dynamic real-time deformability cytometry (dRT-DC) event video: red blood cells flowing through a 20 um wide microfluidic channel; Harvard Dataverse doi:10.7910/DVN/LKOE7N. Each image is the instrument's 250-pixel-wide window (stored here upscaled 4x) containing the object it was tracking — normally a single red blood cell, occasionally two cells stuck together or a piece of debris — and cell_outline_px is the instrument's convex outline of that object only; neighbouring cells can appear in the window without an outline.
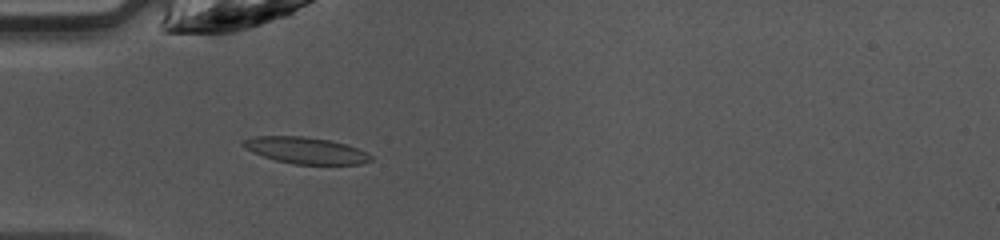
{"species": "common noctule bat (a hibernating species)", "species_latin": "Nyctalus noctula", "temperature_condition": "warm", "stored_images_in_passage": 31, "camera_frame_rate_fps": 3000, "um_per_image_px": 0.085, "animal": {"sex": "female", "body_mass_g": 10.0, "forearm_length_mm": 53.1}, "frame": {"image": 1, "passage_image": 1, "time_ms": 0.0, "image_size_px": [1000, 240], "cell_outline_px": [[372, 160], [360, 164], [292, 164], [276, 160], [264, 156], [244, 148], [240, 144], [244, 140], [252, 136], [304, 136], [328, 140], [344, 144], [368, 152], [372, 156]], "centroid_in_image_um": [25.97, 12.78], "position_along_channel_um": 59.0, "area_um2": 19.59}}
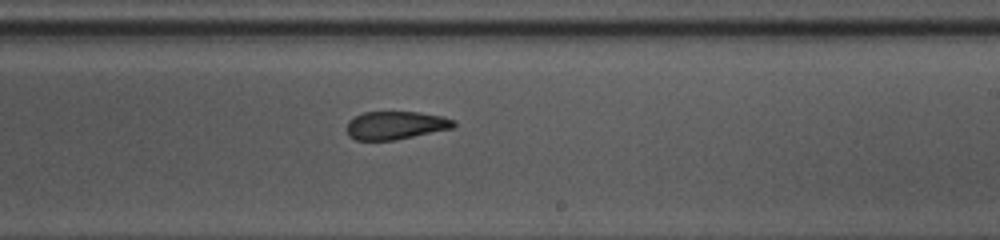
{"frame": {"image": 2, "passage_image": 15, "time_ms": 4.667, "image_size_px": [1000, 240], "cell_outline_px": [[456, 124], [452, 128], [396, 140], [356, 140], [348, 136], [344, 128], [348, 120], [364, 112], [420, 112], [444, 116], [456, 120]], "centroid_in_image_um": [33.6, 10.65], "position_along_channel_um": 255.4, "area_um2": 17.8}}
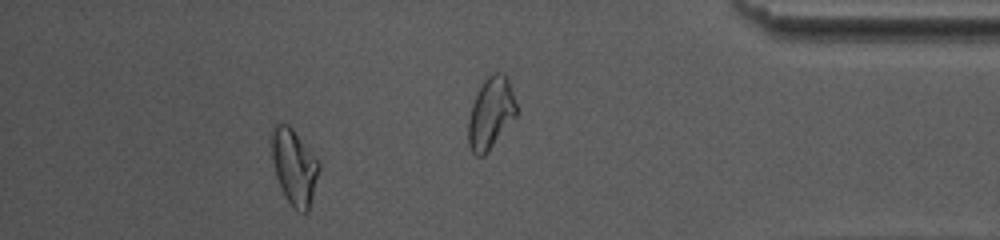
{"frame": {"image": 3, "passage_image": 26, "time_ms": 8.333, "image_size_px": [1000, 240], "cell_outline_px": [[320, 168], [308, 212], [296, 212], [284, 196], [276, 176], [272, 160], [268, 140], [272, 128], [276, 124], [288, 124], [292, 128], [320, 164]], "centroid_in_image_um": [24.95, 14.17], "position_along_channel_um": 410.2, "area_um2": 21.04}, "authors_computed_cell_mechanics": {"area_um2": 18.3226, "velocity_mm_per_s": 4.2655, "shape_relaxation_time_tau1_ms": 7.9206, "shape_relaxation_time_tau2_ms": 2.211, "deformation_change_tau1": 0.2058, "deformation_change_tau2": 0.0993}}